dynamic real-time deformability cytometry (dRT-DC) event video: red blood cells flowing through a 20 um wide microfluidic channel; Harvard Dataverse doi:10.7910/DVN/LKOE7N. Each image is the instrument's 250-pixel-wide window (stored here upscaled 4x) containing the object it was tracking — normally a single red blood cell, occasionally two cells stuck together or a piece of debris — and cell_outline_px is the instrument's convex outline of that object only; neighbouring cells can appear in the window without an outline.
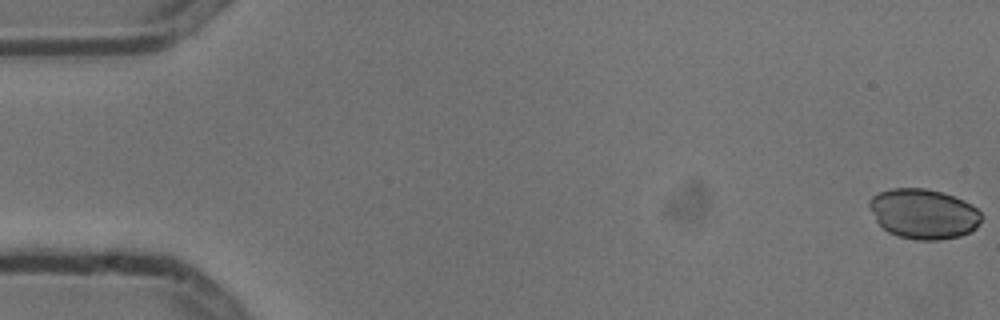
{"species": "common noctule bat (a hibernating species)", "species_latin": "Nyctalus noctula", "temperature_condition": "cold", "stored_images_in_passage": 6, "camera_frame_rate_fps": 3000, "um_per_image_px": 0.085, "animal": {"sex": "male", "body_mass_g": 13.3}, "frame": {"image": 1, "passage_image": 1, "time_ms": 0.0, "image_size_px": [1000, 320], "cell_outline_px": [[984, 216], [976, 228], [960, 236], [940, 240], [916, 240], [900, 236], [888, 232], [876, 220], [868, 204], [868, 200], [872, 196], [880, 192], [892, 188], [924, 188], [940, 192], [964, 200], [976, 208]], "centroid_in_image_um": [78.51, 18.18], "position_along_channel_um": 6.5, "area_um2": 32.54}}